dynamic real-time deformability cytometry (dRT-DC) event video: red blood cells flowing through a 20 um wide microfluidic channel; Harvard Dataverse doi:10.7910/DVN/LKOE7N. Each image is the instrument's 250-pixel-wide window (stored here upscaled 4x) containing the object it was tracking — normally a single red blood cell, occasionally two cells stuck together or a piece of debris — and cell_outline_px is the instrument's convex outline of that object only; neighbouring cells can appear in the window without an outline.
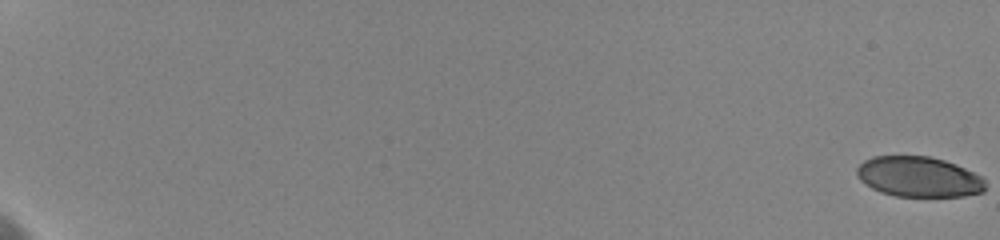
{"species": "human", "species_latin": "Homo sapiens", "temperature_condition": "cold", "stored_images_in_passage": 66, "camera_frame_rate_fps": 3000, "um_per_image_px": 0.085, "donor": {"sex": "female"}, "frame": {"image": 1, "passage_image": 1, "time_ms": 0.0, "image_size_px": [1000, 240], "cell_outline_px": [[984, 192], [964, 196], [896, 196], [880, 192], [872, 188], [860, 180], [856, 172], [856, 168], [864, 160], [872, 156], [928, 156], [944, 160], [956, 164], [980, 176], [984, 180]], "centroid_in_image_um": [78.07, 15.03], "position_along_channel_um": 6.9, "area_um2": 30.11}}
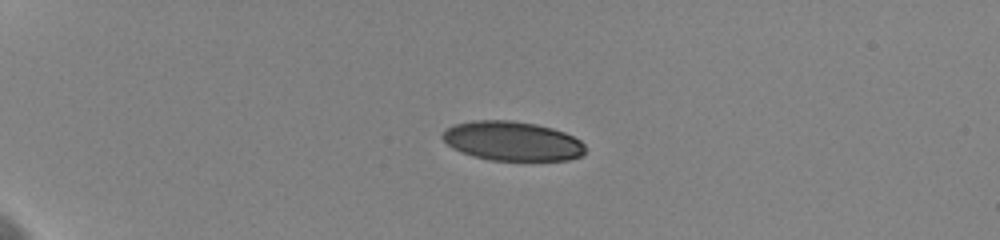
{"frame": {"image": 2, "passage_image": 22, "time_ms": 5.667, "image_size_px": [1000, 240], "cell_outline_px": [[584, 156], [568, 160], [488, 160], [472, 156], [460, 152], [452, 148], [440, 136], [448, 128], [456, 124], [472, 120], [512, 120], [536, 124], [552, 128], [564, 132], [580, 140], [584, 144]], "centroid_in_image_um": [43.54, 11.99], "position_along_channel_um": 41.5, "area_um2": 32.83}}
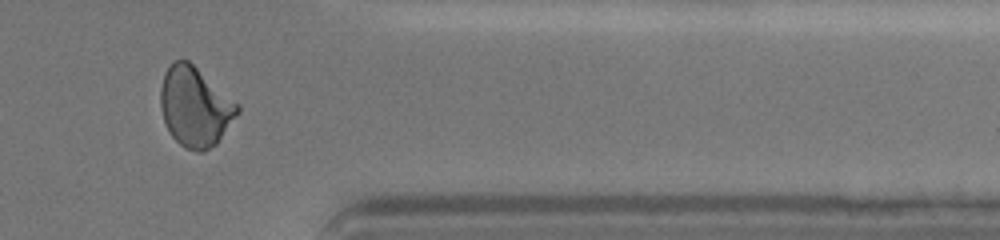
{"frame": {"image": 3, "passage_image": 62, "time_ms": 17.333, "image_size_px": [1000, 240], "cell_outline_px": [[240, 112], [216, 144], [204, 152], [196, 152], [184, 148], [168, 132], [160, 108], [160, 88], [164, 72], [176, 60], [188, 60], [240, 104]], "centroid_in_image_um": [16.59, 9.1], "position_along_channel_um": 394.8, "area_um2": 35.89}, "authors_computed_cell_mechanics": {"area_um2": 34.1887, "velocity_mm_per_s": 3.6311, "shape_relaxation_time_tau1_ms": 5.9512, "shape_relaxation_time_tau2_ms": 1.2422, "deformation_change_tau1": 0.1745, "deformation_change_tau2": 0.0609}}